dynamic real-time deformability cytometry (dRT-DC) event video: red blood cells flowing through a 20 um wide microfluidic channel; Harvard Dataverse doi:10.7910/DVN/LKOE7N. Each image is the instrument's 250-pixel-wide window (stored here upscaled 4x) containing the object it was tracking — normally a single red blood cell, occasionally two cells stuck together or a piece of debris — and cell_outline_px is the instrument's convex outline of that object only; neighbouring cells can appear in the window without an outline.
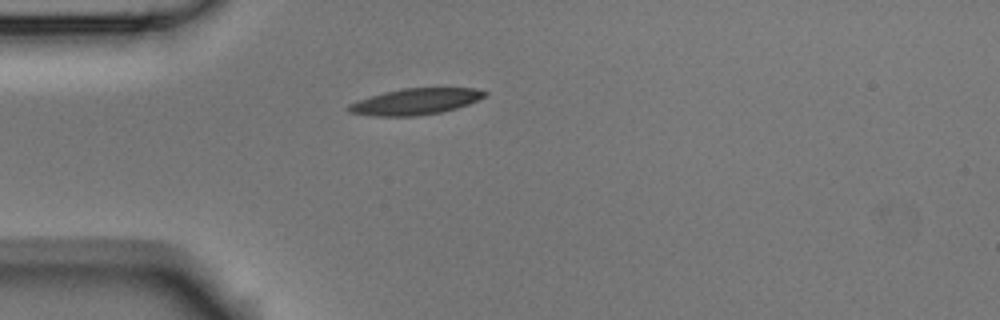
{"species": "Egyptian fruit bat (a non-hibernating species)", "species_latin": "Rousettus aegyptiacus", "temperature_condition": "room temperature", "stored_images_in_passage": 1, "camera_frame_rate_fps": 3000, "um_per_image_px": 0.085, "animal": {"sex": "male"}, "frame": {"image": 1, "passage_image": 1, "time_ms": 0.0, "image_size_px": [1000, 320], "cell_outline_px": [[488, 92], [484, 96], [468, 104], [456, 108], [440, 112], [416, 116], [372, 116], [348, 112], [344, 108], [348, 104], [384, 92], [404, 88], [476, 88]], "centroid_in_image_um": [35.27, 8.64], "position_along_channel_um": 49.7, "area_um2": 20.63}}